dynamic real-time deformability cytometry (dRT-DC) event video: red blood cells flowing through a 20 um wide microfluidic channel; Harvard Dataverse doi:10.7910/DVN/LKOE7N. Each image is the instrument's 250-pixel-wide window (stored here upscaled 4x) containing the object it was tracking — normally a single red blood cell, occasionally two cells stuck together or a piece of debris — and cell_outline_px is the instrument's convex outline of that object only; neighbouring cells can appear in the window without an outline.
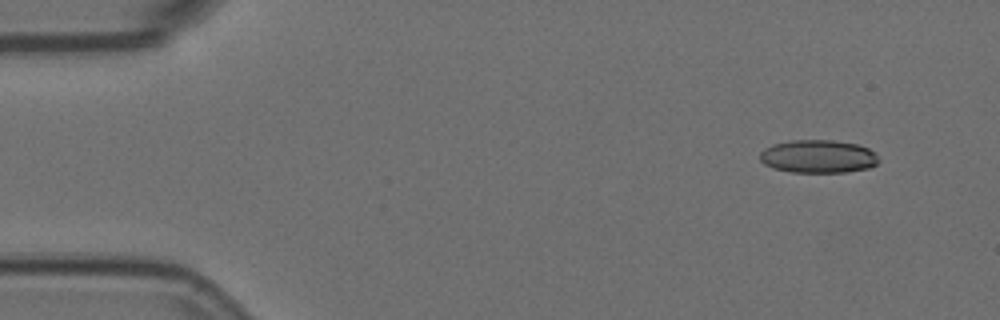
{"species": "Egyptian fruit bat (a non-hibernating species)", "species_latin": "Rousettus aegyptiacus", "temperature_condition": "room temperature", "stored_images_in_passage": 4, "camera_frame_rate_fps": 3000, "um_per_image_px": 0.085, "animal": {"sex": "female"}, "frame": {"image": 1, "passage_image": 1, "time_ms": 0.0, "image_size_px": [1000, 320], "cell_outline_px": [[880, 160], [876, 164], [868, 168], [844, 172], [792, 172], [772, 168], [764, 164], [760, 160], [760, 152], [764, 148], [772, 144], [788, 140], [832, 140], [856, 144], [868, 148], [876, 152]], "centroid_in_image_um": [69.53, 13.29], "position_along_channel_um": 15.5, "area_um2": 23.06}}
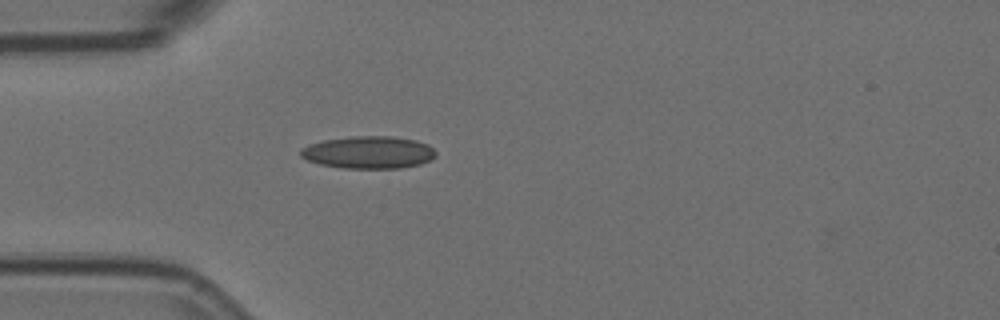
{"frame": {"image": 2, "passage_image": 4, "time_ms": 1.0, "image_size_px": [1000, 320], "cell_outline_px": [[436, 156], [420, 164], [400, 168], [344, 168], [320, 164], [308, 160], [300, 156], [300, 148], [308, 144], [324, 140], [352, 136], [392, 136], [416, 140], [428, 144], [436, 152]], "centroid_in_image_um": [31.31, 12.94], "position_along_channel_um": 53.7, "area_um2": 25.55}}